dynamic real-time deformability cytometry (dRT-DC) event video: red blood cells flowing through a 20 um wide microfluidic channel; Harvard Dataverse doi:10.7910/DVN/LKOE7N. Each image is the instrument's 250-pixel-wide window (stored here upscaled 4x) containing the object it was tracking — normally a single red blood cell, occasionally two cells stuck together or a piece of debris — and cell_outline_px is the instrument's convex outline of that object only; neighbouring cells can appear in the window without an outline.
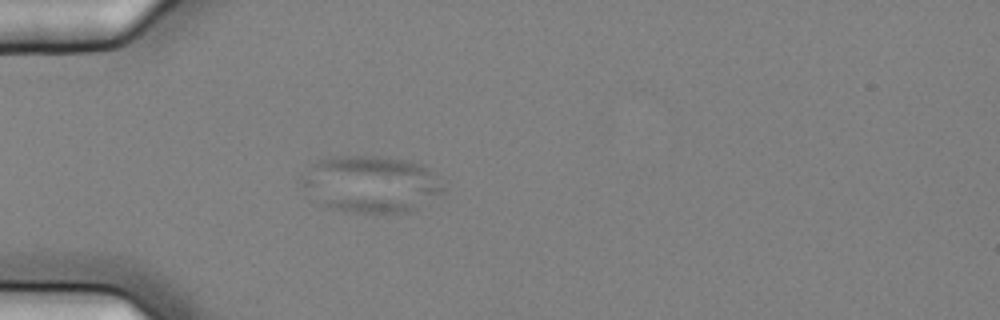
{"species": "common noctule bat (a hibernating species)", "species_latin": "Nyctalus noctula", "temperature_condition": "cold", "stored_images_in_passage": 5, "camera_frame_rate_fps": 3000, "um_per_image_px": 0.085, "animal": {"sex": "female", "body_mass_g": 25.1}, "frame": {"image": 1, "passage_image": 4, "time_ms": 1.0, "image_size_px": [1000, 320], "cell_outline_px": [[444, 192], [416, 208], [408, 212], [344, 212], [328, 204], [304, 184], [300, 180], [312, 164], [320, 160], [332, 156], [376, 156], [404, 160], [424, 164], [428, 168], [444, 188]], "centroid_in_image_um": [31.62, 15.61], "position_along_channel_um": 53.4, "area_um2": 45.26}}